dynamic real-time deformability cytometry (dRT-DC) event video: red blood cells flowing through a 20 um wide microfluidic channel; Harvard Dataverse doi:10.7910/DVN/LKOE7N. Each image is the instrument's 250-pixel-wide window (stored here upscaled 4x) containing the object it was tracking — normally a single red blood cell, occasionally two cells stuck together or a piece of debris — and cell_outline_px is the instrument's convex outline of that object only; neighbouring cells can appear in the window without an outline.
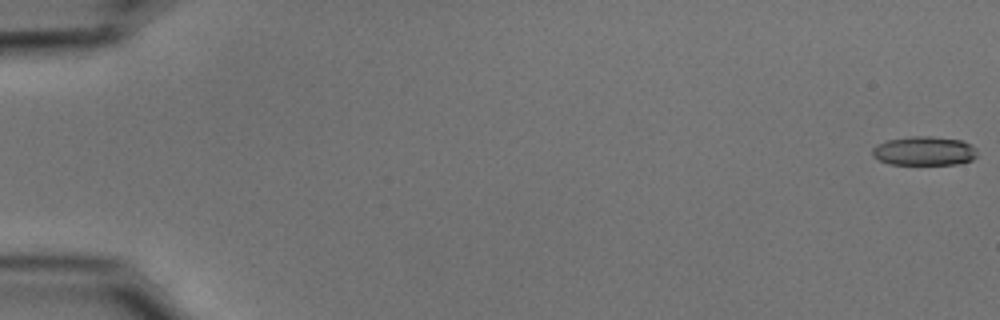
{"species": "common noctule bat (a hibernating species)", "species_latin": "Nyctalus noctula", "temperature_condition": "cold", "stored_images_in_passage": 55, "camera_frame_rate_fps": 3000, "um_per_image_px": 0.085, "animal": {"sex": "male", "body_mass_g": 15.6}, "frame": {"image": 1, "passage_image": 1, "time_ms": 0.0, "image_size_px": [1000, 320], "cell_outline_px": [[976, 156], [972, 160], [956, 164], [888, 164], [872, 156], [872, 148], [888, 140], [912, 136], [932, 136], [964, 140], [972, 144], [976, 148]], "centroid_in_image_um": [78.59, 12.82], "position_along_channel_um": 6.4, "area_um2": 17.8}}
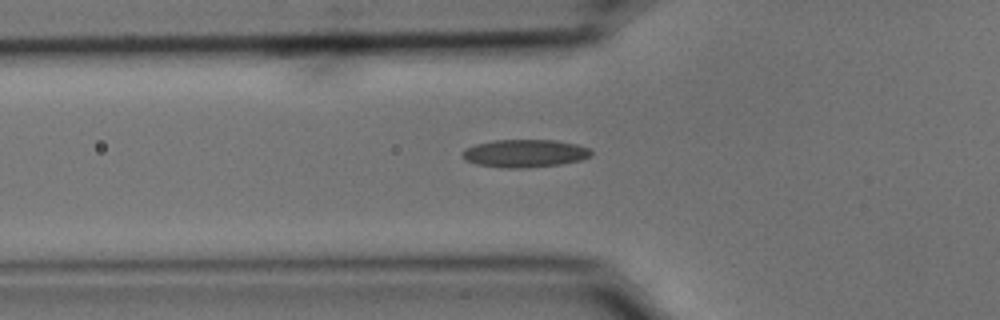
{"frame": {"image": 2, "passage_image": 20, "time_ms": 6.333, "image_size_px": [1000, 320], "cell_outline_px": [[592, 156], [580, 160], [560, 164], [524, 168], [504, 168], [476, 164], [464, 160], [460, 156], [460, 152], [464, 148], [476, 144], [492, 140], [556, 140], [576, 144], [588, 148], [592, 152]], "centroid_in_image_um": [44.55, 13.03], "position_along_channel_um": 81.3, "area_um2": 21.1}}
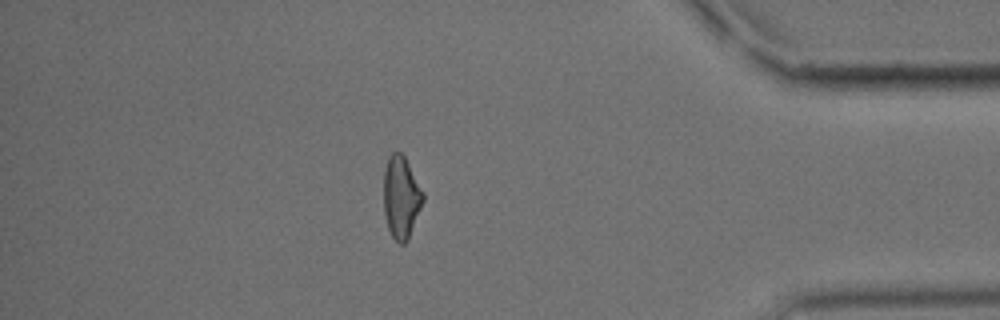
{"frame": {"image": 3, "passage_image": 48, "time_ms": 15.667, "image_size_px": [1000, 320], "cell_outline_px": [[424, 200], [408, 240], [404, 244], [400, 244], [392, 236], [388, 228], [384, 216], [384, 172], [388, 156], [392, 152], [400, 152], [404, 156], [424, 192]], "centroid_in_image_um": [34.1, 16.77], "position_along_channel_um": 401.1, "area_um2": 18.9}, "authors_computed_cell_mechanics": {"area_um2": 19.2474, "velocity_mm_per_s": 3.7544, "shape_relaxation_time_tau1_ms": 7.557, "shape_relaxation_time_tau2_ms": 2.8273, "deformation_change_tau1": 0.1774, "deformation_change_tau2": 0.1107}}